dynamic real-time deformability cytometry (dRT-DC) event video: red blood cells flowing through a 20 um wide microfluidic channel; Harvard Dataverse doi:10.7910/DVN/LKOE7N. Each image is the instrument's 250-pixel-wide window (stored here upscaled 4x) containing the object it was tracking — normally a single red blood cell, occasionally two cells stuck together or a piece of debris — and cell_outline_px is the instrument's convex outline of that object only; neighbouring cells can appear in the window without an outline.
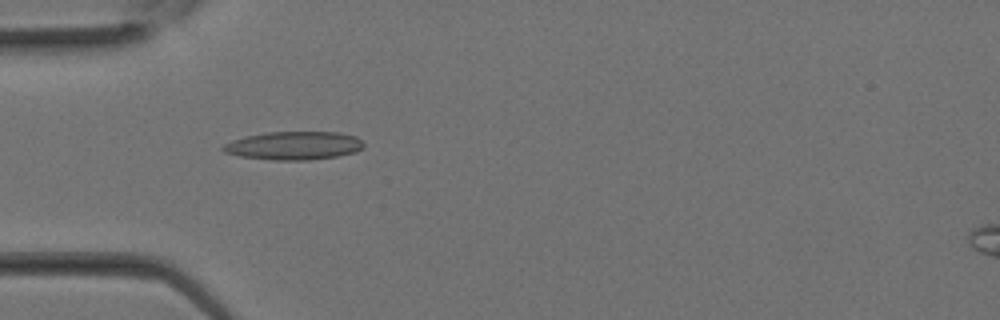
{"species": "Egyptian fruit bat (a non-hibernating species)", "species_latin": "Rousettus aegyptiacus", "temperature_condition": "room temperature", "stored_images_in_passage": 14, "camera_frame_rate_fps": 3000, "um_per_image_px": 0.085, "animal": {"sex": "female"}, "frame": {"image": 1, "passage_image": 3, "time_ms": 0.667, "image_size_px": [1000, 320], "cell_outline_px": [[364, 148], [356, 152], [336, 156], [308, 160], [272, 160], [240, 156], [224, 152], [220, 148], [224, 144], [232, 140], [248, 136], [268, 132], [340, 132], [356, 136], [364, 144]], "centroid_in_image_um": [25.0, 12.38], "position_along_channel_um": 60.0, "area_um2": 23.18}}
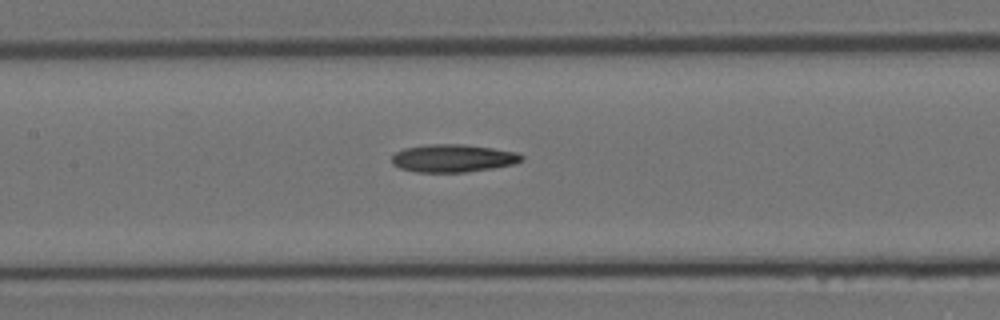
{"frame": {"image": 2, "passage_image": 8, "time_ms": 2.333, "image_size_px": [1000, 320], "cell_outline_px": [[524, 160], [512, 164], [492, 168], [464, 172], [416, 172], [400, 168], [392, 164], [392, 156], [396, 152], [404, 148], [428, 144], [464, 144], [520, 152], [524, 156]], "centroid_in_image_um": [38.52, 13.44], "position_along_channel_um": 168.9, "area_um2": 21.1}}
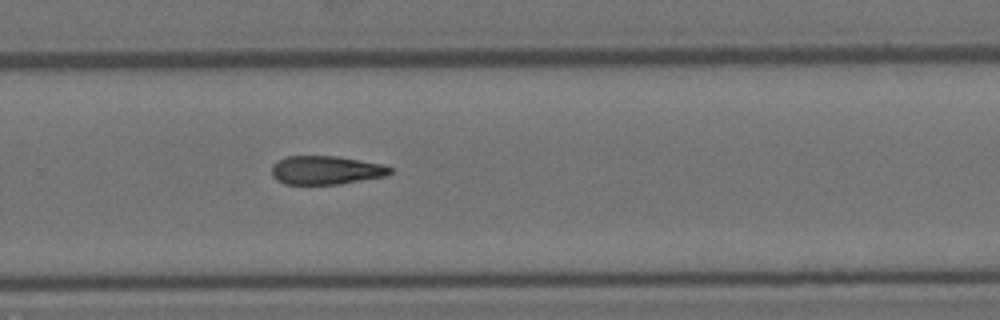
{"frame": {"image": 3, "passage_image": 14, "time_ms": 4.333, "image_size_px": [1000, 320], "cell_outline_px": [[392, 172], [384, 176], [340, 184], [284, 184], [276, 180], [272, 176], [272, 164], [276, 160], [288, 156], [336, 156], [384, 164], [392, 168]], "centroid_in_image_um": [27.68, 14.46], "position_along_channel_um": 302.1, "area_um2": 19.83}}